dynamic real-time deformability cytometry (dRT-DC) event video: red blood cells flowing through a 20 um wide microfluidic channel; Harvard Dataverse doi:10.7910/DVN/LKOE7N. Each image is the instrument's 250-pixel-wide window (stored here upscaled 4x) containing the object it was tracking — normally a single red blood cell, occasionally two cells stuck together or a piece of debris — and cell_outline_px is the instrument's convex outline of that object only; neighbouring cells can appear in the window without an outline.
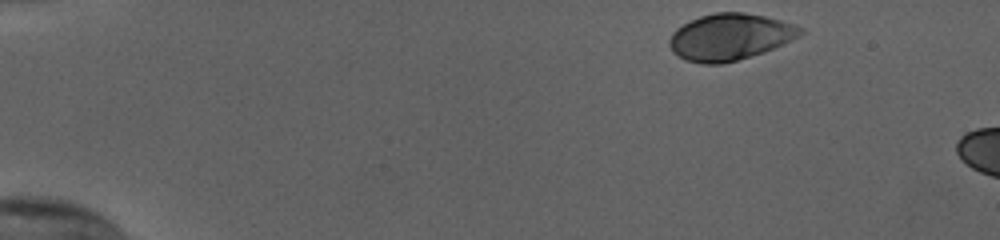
{"species": "human", "species_latin": "Homo sapiens", "temperature_condition": "cold", "stored_images_in_passage": 12, "camera_frame_rate_fps": 3000, "um_per_image_px": 0.085, "donor": {"sex": "female"}, "frame": {"image": 1, "passage_image": 1, "time_ms": 0.0, "image_size_px": [1000, 240], "cell_outline_px": [[804, 32], [764, 52], [736, 60], [720, 64], [700, 64], [684, 60], [672, 52], [668, 44], [668, 40], [672, 32], [676, 28], [700, 16], [716, 12], [744, 12], [764, 16], [796, 24], [804, 28]], "centroid_in_image_um": [61.99, 3.14], "position_along_channel_um": 23.0, "area_um2": 35.37}}